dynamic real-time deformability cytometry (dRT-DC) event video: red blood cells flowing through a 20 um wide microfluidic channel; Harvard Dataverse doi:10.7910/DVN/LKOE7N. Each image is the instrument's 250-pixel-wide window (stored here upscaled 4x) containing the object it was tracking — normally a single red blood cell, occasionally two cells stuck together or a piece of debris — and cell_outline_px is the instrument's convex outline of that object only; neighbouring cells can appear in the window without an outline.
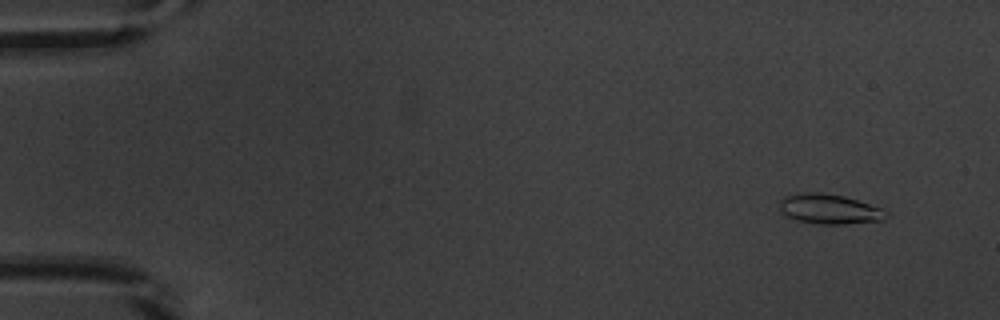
{"species": "common noctule bat (a hibernating species)", "species_latin": "Nyctalus noctula", "temperature_condition": "warm", "stored_images_in_passage": 53, "camera_frame_rate_fps": 3000, "um_per_image_px": 0.085, "animal": {"sex": "male", "body_mass_g": 20.1, "forearm_length_mm": 53.5}, "frame": {"image": 1, "passage_image": 4, "time_ms": 1.0, "image_size_px": [1000, 320], "cell_outline_px": [[892, 216], [884, 220], [848, 224], [820, 224], [796, 220], [788, 216], [780, 208], [780, 200], [784, 196], [796, 192], [820, 192], [844, 196], [884, 208], [892, 212]], "centroid_in_image_um": [70.6, 17.76], "position_along_channel_um": 14.4, "area_um2": 19.02}}
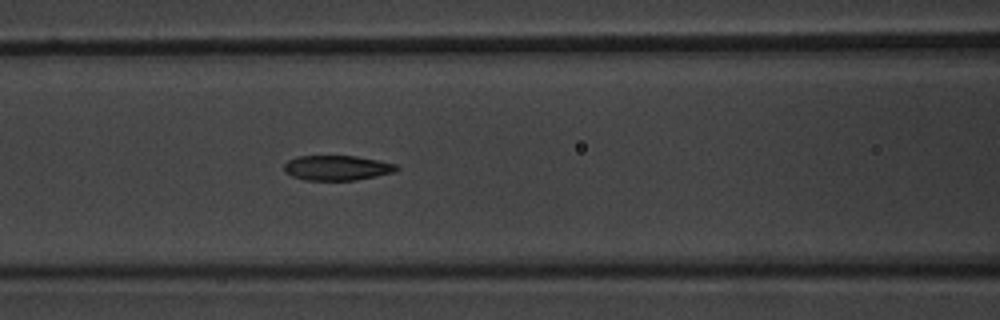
{"frame": {"image": 2, "passage_image": 23, "time_ms": 7.333, "image_size_px": [1000, 320], "cell_outline_px": [[400, 168], [396, 172], [356, 180], [304, 180], [292, 176], [284, 172], [284, 164], [288, 160], [296, 156], [356, 156], [396, 164]], "centroid_in_image_um": [28.64, 14.27], "position_along_channel_um": 138.0, "area_um2": 16.42}}
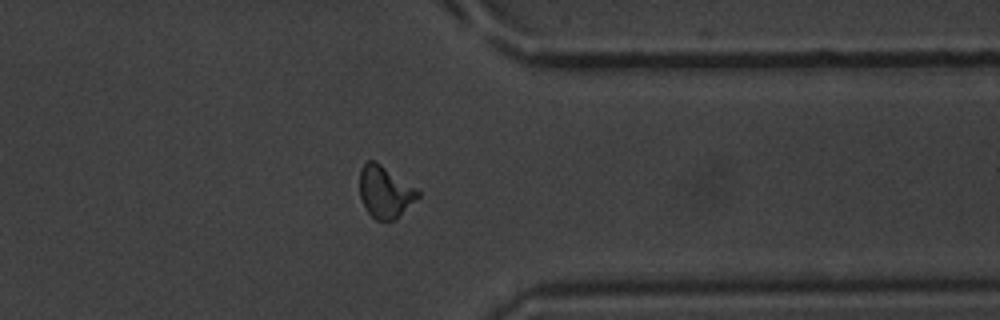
{"frame": {"image": 3, "passage_image": 42, "time_ms": 13.667, "image_size_px": [1000, 320], "cell_outline_px": [[420, 196], [396, 220], [376, 220], [364, 208], [360, 196], [360, 168], [368, 160], [376, 160], [416, 188], [420, 192]], "centroid_in_image_um": [32.72, 16.31], "position_along_channel_um": 378.7, "area_um2": 17.74}, "authors_computed_cell_mechanics": {"area_um2": 17.1666, "velocity_mm_per_s": 3.8838, "shape_relaxation_time_tau1_ms": 3.8465, "shape_relaxation_time_tau2_ms": 0.9745, "deformation_change_tau1": 0.1548, "deformation_change_tau2": 0.0734}}